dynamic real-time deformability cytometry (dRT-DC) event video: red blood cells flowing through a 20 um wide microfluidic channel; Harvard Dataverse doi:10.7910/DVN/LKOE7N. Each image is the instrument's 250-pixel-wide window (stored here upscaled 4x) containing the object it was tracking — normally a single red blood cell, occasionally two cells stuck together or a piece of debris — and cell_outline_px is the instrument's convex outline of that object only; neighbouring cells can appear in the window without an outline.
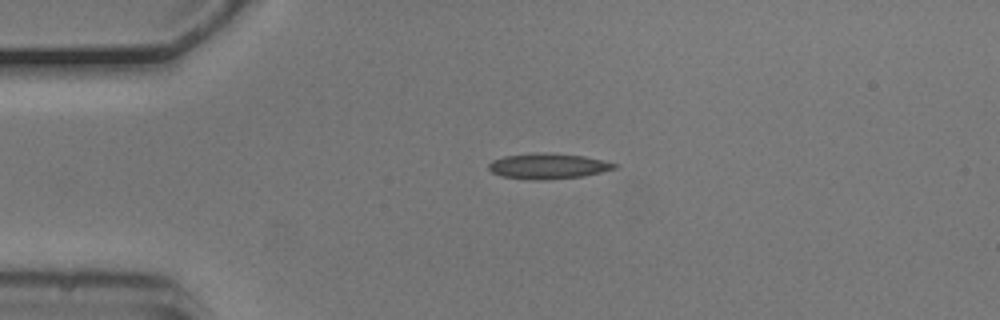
{"species": "common noctule bat (a hibernating species)", "species_latin": "Nyctalus noctula", "temperature_condition": "cold", "stored_images_in_passage": 43, "camera_frame_rate_fps": 3000, "um_per_image_px": 0.085, "animal": {"sex": "male", "body_mass_g": 20.5, "forearm_length_mm": 52.5}, "frame": {"image": 1, "passage_image": 1, "time_ms": 0.0, "image_size_px": [1000, 320], "cell_outline_px": [[620, 164], [616, 168], [584, 176], [540, 180], [536, 180], [500, 176], [492, 172], [488, 168], [488, 164], [492, 160], [504, 156], [536, 152], [544, 152], [584, 156]], "centroid_in_image_um": [46.57, 14.11], "position_along_channel_um": 38.4, "area_um2": 18.73}}
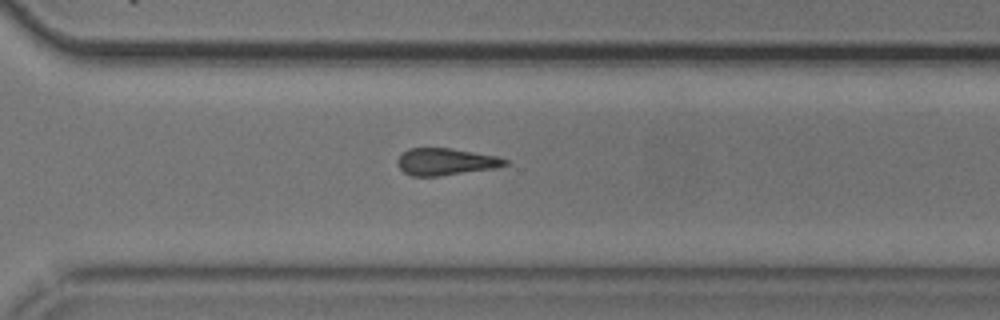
{"frame": {"image": 2, "passage_image": 27, "time_ms": 8.667, "image_size_px": [1000, 320], "cell_outline_px": [[508, 164], [496, 168], [436, 176], [412, 176], [404, 172], [396, 164], [396, 160], [408, 148], [452, 148], [496, 156], [508, 160]], "centroid_in_image_um": [37.87, 13.74], "position_along_channel_um": 332.7, "area_um2": 16.82}}
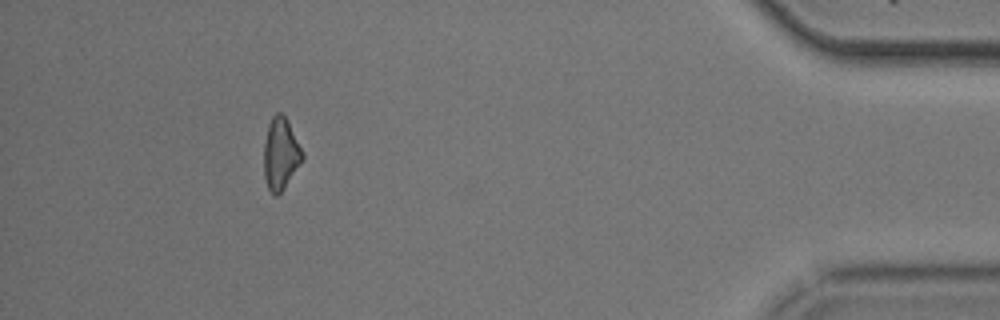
{"frame": {"image": 3, "passage_image": 38, "time_ms": 12.333, "image_size_px": [1000, 320], "cell_outline_px": [[304, 160], [284, 188], [276, 196], [272, 196], [268, 188], [264, 176], [264, 144], [268, 124], [272, 116], [276, 112], [280, 112], [288, 120], [304, 156]], "centroid_in_image_um": [23.85, 13.08], "position_along_channel_um": 411.3, "area_um2": 16.18}, "authors_computed_cell_mechanics": {"area_um2": 17.629, "velocity_mm_per_s": 3.726, "shape_relaxation_time_tau1_ms": 5.7225, "shape_relaxation_time_tau2_ms": 7.0005, "deformation_change_tau1": 0.121, "deformation_change_tau2": 0.1842}}